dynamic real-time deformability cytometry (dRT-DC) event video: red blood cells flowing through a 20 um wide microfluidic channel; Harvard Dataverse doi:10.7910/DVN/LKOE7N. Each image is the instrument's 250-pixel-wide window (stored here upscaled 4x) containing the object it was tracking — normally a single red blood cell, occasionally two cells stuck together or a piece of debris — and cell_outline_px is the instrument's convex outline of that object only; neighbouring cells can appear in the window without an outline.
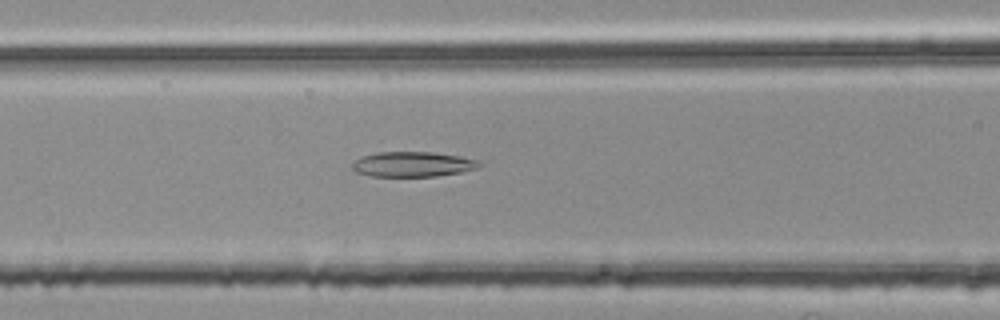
{"species": "common noctule bat (a hibernating species)", "species_latin": "Nyctalus noctula", "temperature_condition": "room temperature", "stored_images_in_passage": 55, "segment_of_instrument_passage": [2, 2], "camera_frame_rate_fps": 3000, "um_per_image_px": 0.085, "animal": {"sex": "female", "body_mass_g": 25.1}, "frame": {"image": 1, "passage_image": 23, "time_ms": 7.333, "image_size_px": [1000, 320], "cell_outline_px": [[480, 164], [476, 168], [460, 172], [436, 176], [372, 176], [356, 172], [352, 168], [352, 164], [360, 156], [376, 152], [432, 152], [460, 156], [480, 160]], "centroid_in_image_um": [35.06, 13.95], "position_along_channel_um": 131.5, "area_um2": 18.5}}
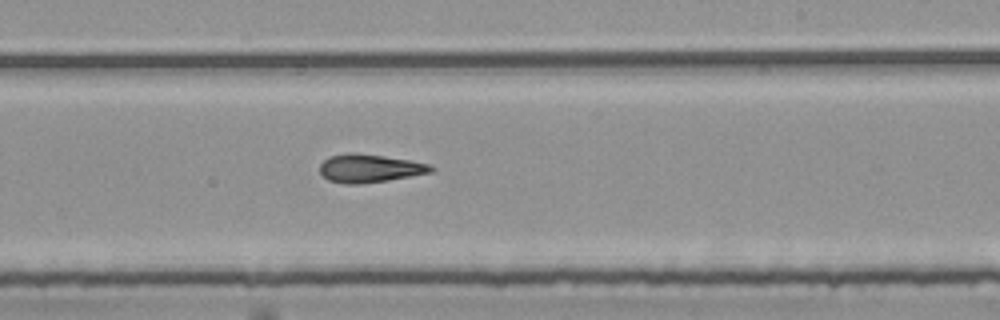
{"frame": {"image": 2, "passage_image": 33, "time_ms": 10.667, "image_size_px": [1000, 320], "cell_outline_px": [[436, 168], [432, 172], [388, 180], [364, 184], [344, 184], [328, 180], [320, 172], [320, 164], [328, 156], [348, 152], [352, 152], [384, 156], [408, 160], [428, 164]], "centroid_in_image_um": [31.38, 14.31], "position_along_channel_um": 257.6, "area_um2": 18.32}}
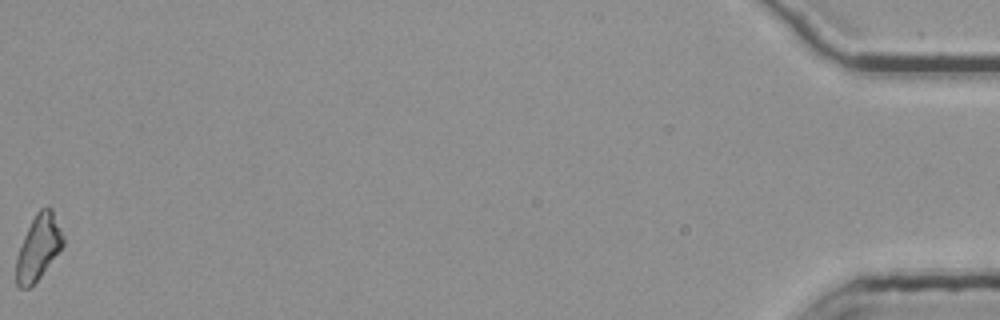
{"frame": {"image": 3, "passage_image": 55, "time_ms": 18.0, "image_size_px": [1000, 320], "cell_outline_px": [[64, 244], [40, 276], [28, 288], [20, 288], [16, 284], [16, 256], [24, 236], [36, 212], [40, 208], [52, 208], [64, 236]], "centroid_in_image_um": [3.26, 21.02], "position_along_channel_um": 431.9, "area_um2": 17.46}}